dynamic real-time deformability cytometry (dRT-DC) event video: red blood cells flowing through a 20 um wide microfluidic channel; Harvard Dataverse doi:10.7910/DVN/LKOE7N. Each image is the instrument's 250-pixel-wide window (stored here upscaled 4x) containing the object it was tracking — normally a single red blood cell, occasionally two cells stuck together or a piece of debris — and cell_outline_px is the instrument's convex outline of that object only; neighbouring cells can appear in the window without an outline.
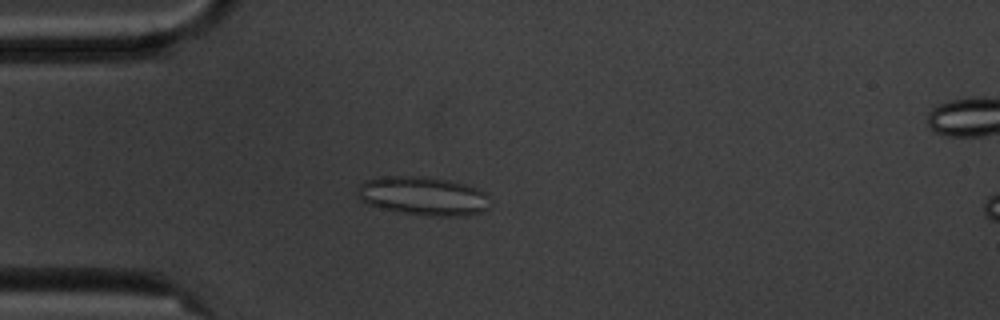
{"species": "common noctule bat (a hibernating species)", "species_latin": "Nyctalus noctula", "temperature_condition": "cold", "stored_images_in_passage": 6, "camera_frame_rate_fps": 3000, "um_per_image_px": 0.085, "animal": {"sex": "male", "body_mass_g": 20.1, "forearm_length_mm": 53.5}, "frame": {"image": 1, "passage_image": 5, "time_ms": 4.667, "image_size_px": [1000, 320], "cell_outline_px": [[492, 204], [488, 208], [480, 212], [464, 216], [428, 216], [400, 212], [380, 208], [368, 204], [360, 196], [360, 184], [364, 180], [380, 176], [428, 176], [448, 180], [464, 184], [476, 188], [484, 192], [488, 196]], "centroid_in_image_um": [36.02, 16.66], "position_along_channel_um": 49.0, "area_um2": 29.94}}